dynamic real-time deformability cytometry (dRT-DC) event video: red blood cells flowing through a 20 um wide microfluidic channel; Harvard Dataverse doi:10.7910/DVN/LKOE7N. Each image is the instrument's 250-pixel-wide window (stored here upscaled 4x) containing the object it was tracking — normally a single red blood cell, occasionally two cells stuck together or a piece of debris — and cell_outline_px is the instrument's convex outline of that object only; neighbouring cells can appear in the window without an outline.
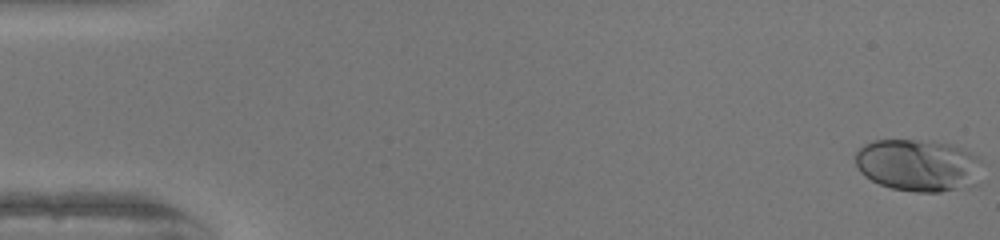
{"species": "human", "species_latin": "Homo sapiens", "temperature_condition": "warm", "stored_images_in_passage": 52, "camera_frame_rate_fps": 3000, "um_per_image_px": 0.085, "donor": {"sex": "female"}, "frame": {"image": 1, "passage_image": 1, "time_ms": 0.0, "image_size_px": [1000, 240], "cell_outline_px": [[984, 160], [976, 184], [940, 192], [916, 192], [892, 188], [880, 184], [864, 176], [860, 172], [856, 164], [856, 152], [864, 144], [872, 140], [916, 140], [952, 144], [972, 152], [980, 156]], "centroid_in_image_um": [78.08, 14.04], "position_along_channel_um": 6.9, "area_um2": 38.84}}
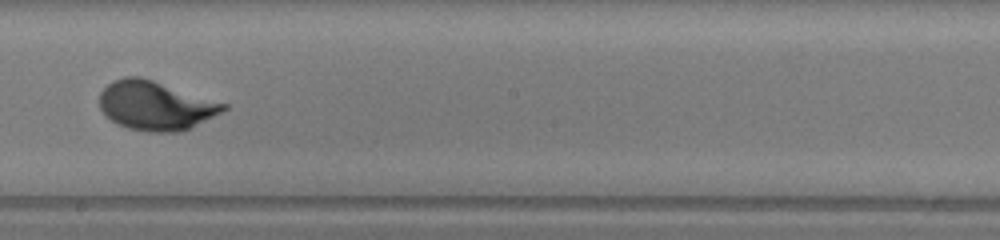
{"frame": {"image": 2, "passage_image": 30, "time_ms": 9.667, "image_size_px": [1000, 240], "cell_outline_px": [[228, 108], [180, 132], [148, 132], [128, 128], [116, 124], [104, 116], [100, 108], [100, 92], [112, 80], [124, 76], [140, 76], [228, 104]], "centroid_in_image_um": [13.16, 8.97], "position_along_channel_um": 235.0, "area_um2": 35.26}}
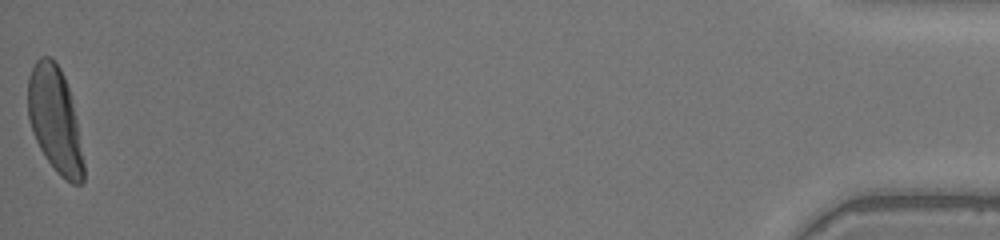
{"frame": {"image": 3, "passage_image": 52, "time_ms": 17.0, "image_size_px": [1000, 240], "cell_outline_px": [[84, 180], [80, 184], [72, 184], [64, 180], [56, 172], [44, 156], [32, 132], [28, 116], [28, 76], [36, 60], [40, 56], [48, 56], [60, 68], [64, 76], [68, 88], [76, 120], [84, 164]], "centroid_in_image_um": [4.66, 10.22], "position_along_channel_um": 430.5, "area_um2": 33.99}, "authors_computed_cell_mechanics": {"area_um2": 34.2465, "velocity_mm_per_s": 4.0378, "shape_relaxation_time_tau1_ms": 2.8606, "shape_relaxation_time_tau2_ms": null, "deformation_change_tau1": 0.1803, "deformation_change_tau2": null}}